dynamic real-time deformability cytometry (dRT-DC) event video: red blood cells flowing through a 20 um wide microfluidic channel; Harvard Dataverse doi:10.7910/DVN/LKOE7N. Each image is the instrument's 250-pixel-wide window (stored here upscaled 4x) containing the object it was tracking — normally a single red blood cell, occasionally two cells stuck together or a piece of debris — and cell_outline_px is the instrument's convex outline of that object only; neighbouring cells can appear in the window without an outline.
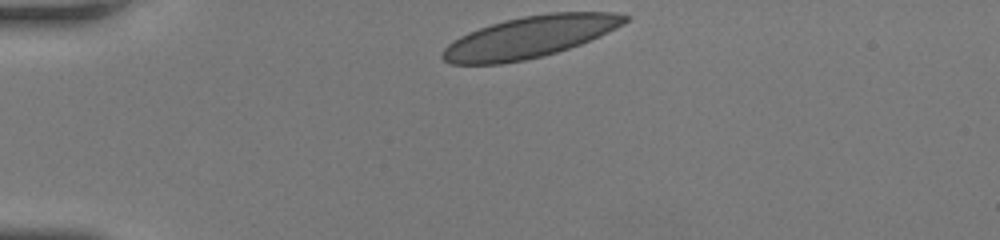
{"species": "human", "species_latin": "Homo sapiens", "temperature_condition": "room temperature", "stored_images_in_passage": 31, "camera_frame_rate_fps": 3000, "um_per_image_px": 0.085, "donor": {"sex": "female"}, "frame": {"image": 1, "passage_image": 1, "time_ms": 0.0, "image_size_px": [1000, 240], "cell_outline_px": [[632, 16], [624, 24], [600, 36], [580, 44], [544, 56], [524, 60], [500, 64], [448, 64], [440, 56], [444, 48], [448, 44], [460, 36], [468, 32], [504, 20], [524, 16], [548, 12], [616, 12]], "centroid_in_image_um": [45.04, 3.14], "position_along_channel_um": 40.0, "area_um2": 44.22}}
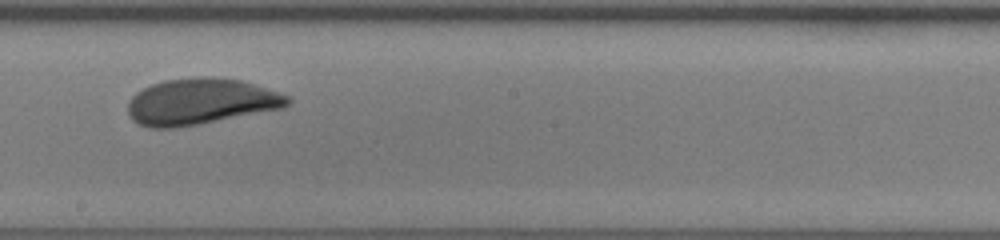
{"frame": {"image": 2, "passage_image": 18, "time_ms": 5.667, "image_size_px": [1000, 240], "cell_outline_px": [[292, 100], [284, 108], [200, 124], [176, 128], [148, 128], [132, 120], [128, 116], [128, 100], [136, 92], [152, 84], [164, 80], [244, 80], [288, 96]], "centroid_in_image_um": [17.03, 8.69], "position_along_channel_um": 231.2, "area_um2": 42.02}}
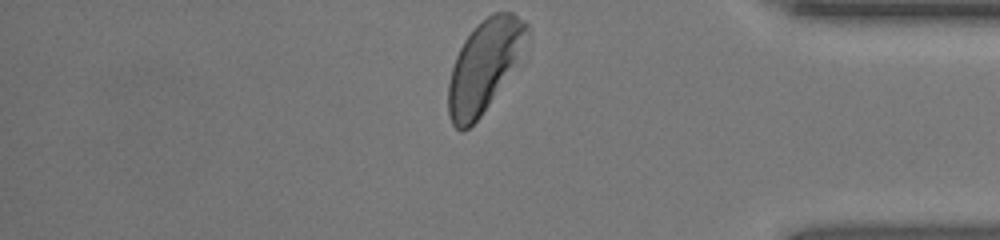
{"frame": {"image": 3, "passage_image": 31, "time_ms": 10.0, "image_size_px": [1000, 240], "cell_outline_px": [[528, 28], [512, 60], [488, 104], [480, 116], [464, 132], [460, 132], [452, 124], [448, 112], [448, 84], [452, 68], [456, 56], [464, 40], [476, 24], [492, 12], [512, 12], [524, 20], [528, 24]], "centroid_in_image_um": [41.01, 5.59], "position_along_channel_um": 394.2, "area_um2": 39.25}, "authors_computed_cell_mechanics": {"area_um2": 43.1188, "velocity_mm_per_s": 4.2048, "shape_relaxation_time_tau1_ms": 6.2352, "shape_relaxation_time_tau2_ms": null, "deformation_change_tau1": 0.1862, "deformation_change_tau2": null}}